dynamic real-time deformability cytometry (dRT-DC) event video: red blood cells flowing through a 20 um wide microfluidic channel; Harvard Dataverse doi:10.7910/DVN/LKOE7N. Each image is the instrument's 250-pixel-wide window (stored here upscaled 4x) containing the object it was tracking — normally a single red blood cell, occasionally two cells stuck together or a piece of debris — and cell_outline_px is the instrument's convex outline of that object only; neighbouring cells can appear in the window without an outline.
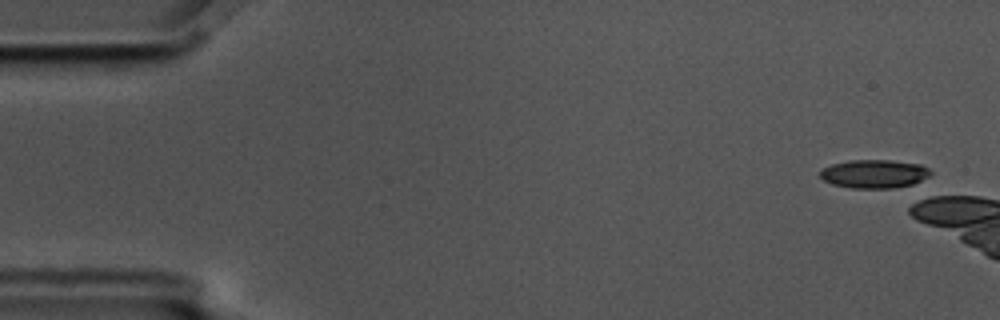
{"species": "common noctule bat (a hibernating species)", "species_latin": "Nyctalus noctula", "temperature_condition": "cold", "stored_images_in_passage": 3, "camera_frame_rate_fps": 3000, "um_per_image_px": 0.085, "animal": {"sex": "male", "body_mass_g": 17.5, "forearm_length_mm": 52.3}, "frame": {"image": 1, "passage_image": 1, "time_ms": 0.0, "image_size_px": [1000, 320], "cell_outline_px": [[932, 172], [928, 176], [912, 184], [892, 188], [852, 188], [832, 184], [824, 180], [820, 176], [820, 172], [824, 168], [832, 164], [848, 160], [888, 160], [920, 164], [928, 168]], "centroid_in_image_um": [74.29, 14.77], "position_along_channel_um": 10.7, "area_um2": 18.15}}